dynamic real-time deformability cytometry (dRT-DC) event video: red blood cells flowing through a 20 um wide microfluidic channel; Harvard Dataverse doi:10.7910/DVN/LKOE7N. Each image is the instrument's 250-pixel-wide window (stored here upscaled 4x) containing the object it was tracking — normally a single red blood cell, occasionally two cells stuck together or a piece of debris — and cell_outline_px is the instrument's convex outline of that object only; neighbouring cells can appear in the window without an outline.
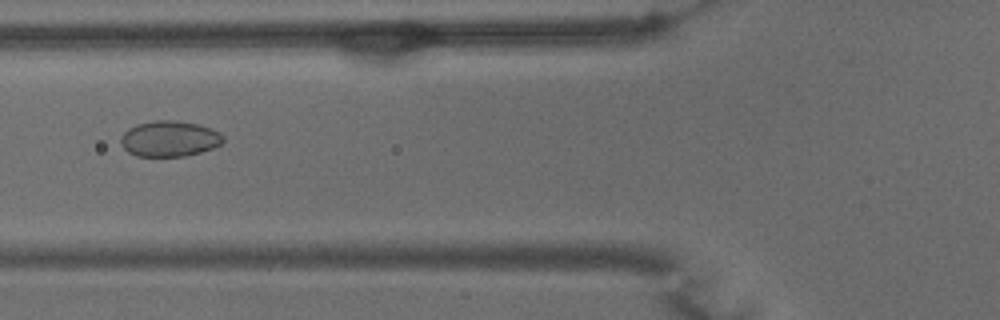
{"species": "common noctule bat (a hibernating species)", "species_latin": "Nyctalus noctula", "temperature_condition": "warm", "stored_images_in_passage": 34, "camera_frame_rate_fps": 3000, "um_per_image_px": 0.085, "animal": {"sex": "male", "body_mass_g": 15.6}, "frame": {"image": 1, "passage_image": 4, "time_ms": 1.0, "image_size_px": [1000, 320], "cell_outline_px": [[224, 140], [220, 144], [212, 148], [200, 152], [184, 156], [136, 156], [128, 152], [120, 144], [120, 140], [124, 132], [128, 128], [136, 124], [156, 120], [176, 120], [196, 124], [220, 132], [224, 136]], "centroid_in_image_um": [14.38, 11.79], "position_along_channel_um": 111.4, "area_um2": 21.27}}
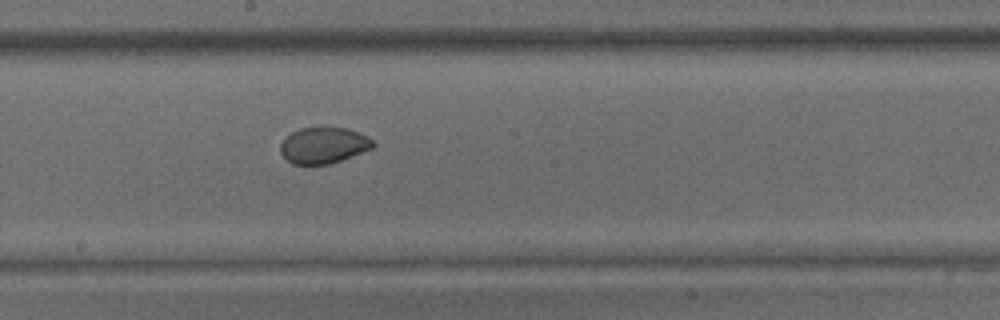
{"frame": {"image": 2, "passage_image": 13, "time_ms": 4.0, "image_size_px": [1000, 320], "cell_outline_px": [[376, 144], [372, 148], [340, 160], [328, 164], [292, 164], [280, 152], [280, 144], [292, 132], [300, 128], [344, 128], [368, 136]], "centroid_in_image_um": [27.5, 12.36], "position_along_channel_um": 220.7, "area_um2": 19.07}}
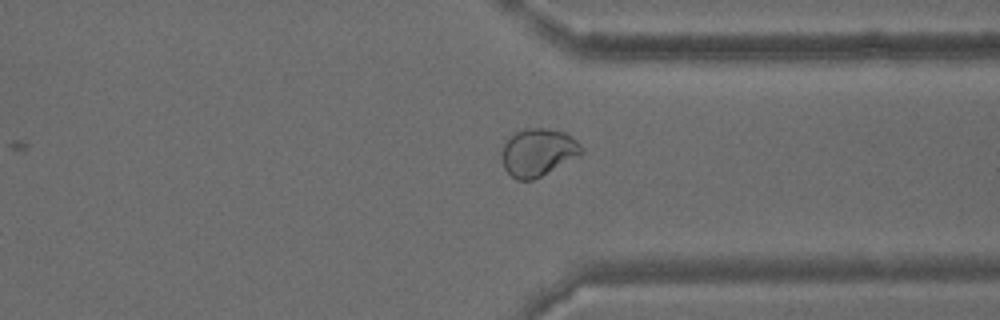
{"frame": {"image": 3, "passage_image": 25, "time_ms": 8.0, "image_size_px": [1000, 320], "cell_outline_px": [[584, 152], [580, 156], [532, 180], [516, 180], [504, 168], [500, 156], [500, 152], [504, 144], [516, 132], [524, 128], [548, 128], [564, 132], [572, 136], [584, 148]], "centroid_in_image_um": [45.74, 12.94], "position_along_channel_um": 365.7, "area_um2": 22.25}}